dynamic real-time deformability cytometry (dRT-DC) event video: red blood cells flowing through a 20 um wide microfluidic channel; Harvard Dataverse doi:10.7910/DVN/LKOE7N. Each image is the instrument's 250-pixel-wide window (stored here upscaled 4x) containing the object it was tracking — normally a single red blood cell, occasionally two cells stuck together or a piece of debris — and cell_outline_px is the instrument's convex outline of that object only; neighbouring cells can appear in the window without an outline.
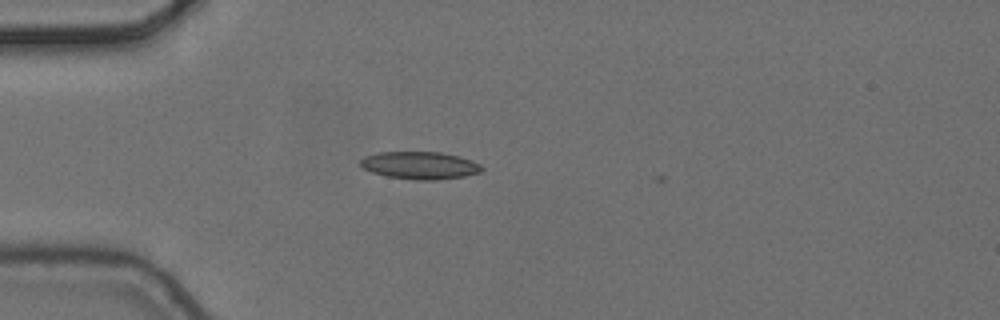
{"species": "common noctule bat (a hibernating species)", "species_latin": "Nyctalus noctula", "temperature_condition": "cold", "stored_images_in_passage": 2, "camera_frame_rate_fps": 3000, "um_per_image_px": 0.085, "animal": {"sex": "female", "body_mass_g": 24.6, "forearm_length_mm": 56.2}, "frame": {"image": 1, "passage_image": 1, "time_ms": 0.0, "image_size_px": [1000, 320], "cell_outline_px": [[484, 168], [480, 172], [464, 176], [436, 180], [416, 180], [388, 176], [372, 172], [364, 168], [360, 164], [360, 160], [364, 156], [380, 152], [440, 152], [460, 156], [472, 160], [480, 164]], "centroid_in_image_um": [35.71, 14.05], "position_along_channel_um": 49.3, "area_um2": 19.42}}